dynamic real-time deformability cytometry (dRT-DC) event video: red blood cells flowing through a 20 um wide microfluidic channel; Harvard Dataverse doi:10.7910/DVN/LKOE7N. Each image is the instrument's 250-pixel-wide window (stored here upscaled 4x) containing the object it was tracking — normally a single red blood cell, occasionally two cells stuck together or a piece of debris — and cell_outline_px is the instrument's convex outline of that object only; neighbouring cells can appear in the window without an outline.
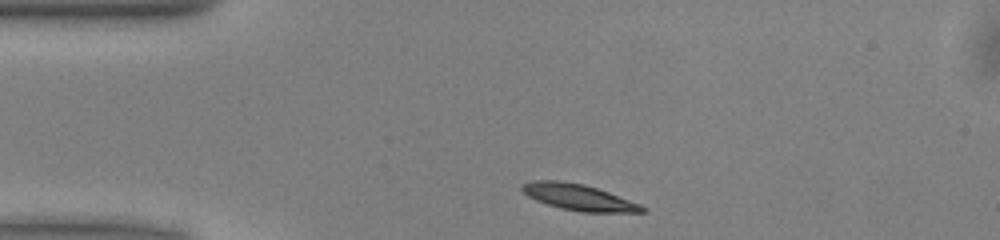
{"species": "common noctule bat (a hibernating species)", "species_latin": "Nyctalus noctula", "temperature_condition": "warm", "stored_images_in_passage": 41, "camera_frame_rate_fps": 3000, "um_per_image_px": 0.085, "animal": {"sex": "male", "body_mass_g": 13.0, "forearm_length_mm": 53.1}, "frame": {"image": 1, "passage_image": 1, "time_ms": 0.0, "image_size_px": [1000, 240], "cell_outline_px": [[648, 208], [644, 212], [580, 212], [560, 208], [536, 200], [528, 196], [520, 188], [520, 184], [532, 180], [560, 180], [584, 184], [608, 192], [640, 204]], "centroid_in_image_um": [49.16, 16.76], "position_along_channel_um": 35.8, "area_um2": 18.32}}
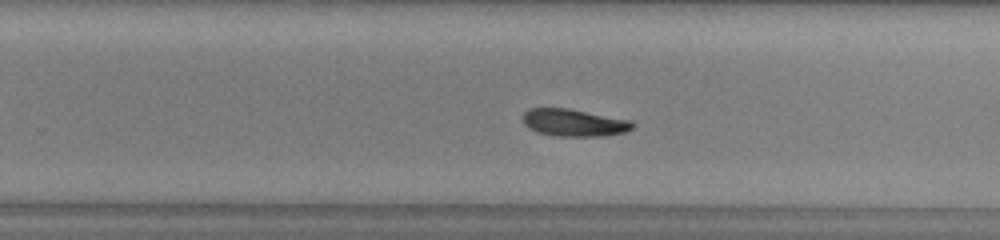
{"frame": {"image": 2, "passage_image": 22, "time_ms": 7.0, "image_size_px": [1000, 240], "cell_outline_px": [[636, 124], [632, 128], [624, 132], [604, 136], [556, 136], [536, 132], [528, 128], [524, 124], [524, 112], [528, 108], [568, 108], [632, 120]], "centroid_in_image_um": [48.8, 10.42], "position_along_channel_um": 281.0, "area_um2": 17.57}}
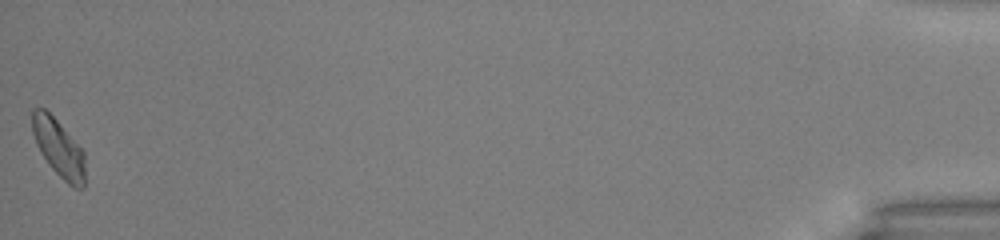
{"frame": {"image": 3, "passage_image": 41, "time_ms": 13.333, "image_size_px": [1000, 240], "cell_outline_px": [[84, 184], [80, 188], [72, 188], [52, 168], [40, 152], [36, 144], [32, 132], [32, 108], [44, 108], [56, 120], [84, 152]], "centroid_in_image_um": [4.96, 12.58], "position_along_channel_um": 430.2, "area_um2": 17.34}, "authors_computed_cell_mechanics": {"area_um2": 17.8024, "velocity_mm_per_s": 4.0142, "shape_relaxation_time_tau1_ms": 2.6386, "shape_relaxation_time_tau2_ms": null, "deformation_change_tau1": 0.0965, "deformation_change_tau2": null}}